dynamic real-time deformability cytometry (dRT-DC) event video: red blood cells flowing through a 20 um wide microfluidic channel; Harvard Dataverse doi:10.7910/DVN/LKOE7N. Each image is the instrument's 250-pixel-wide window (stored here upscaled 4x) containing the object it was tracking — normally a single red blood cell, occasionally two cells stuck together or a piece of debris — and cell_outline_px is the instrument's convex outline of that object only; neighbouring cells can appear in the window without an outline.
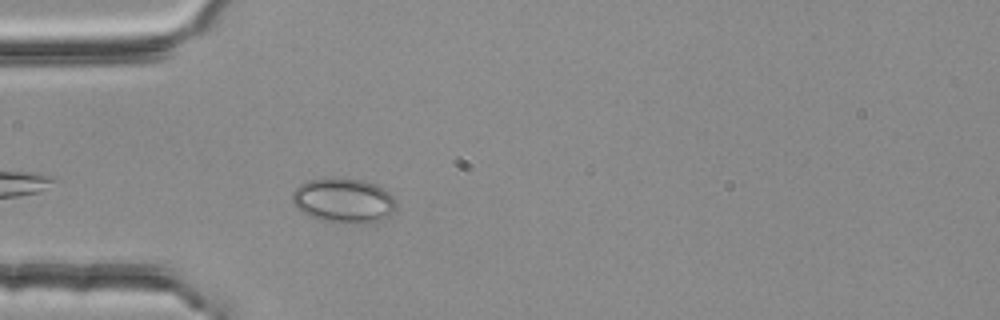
{"species": "common noctule bat (a hibernating species)", "species_latin": "Nyctalus noctula", "temperature_condition": "room temperature", "stored_images_in_passage": 2, "camera_frame_rate_fps": 3000, "um_per_image_px": 0.085, "animal": {"sex": "female", "body_mass_g": 25.1}, "frame": {"image": 1, "passage_image": 2, "time_ms": 0.333, "image_size_px": [1000, 320], "cell_outline_px": [[396, 212], [380, 220], [360, 224], [332, 224], [308, 216], [296, 208], [292, 204], [292, 192], [300, 184], [308, 180], [332, 176], [340, 176], [364, 180], [376, 184], [388, 192], [396, 200]], "centroid_in_image_um": [29.19, 17.04], "position_along_channel_um": 55.8, "area_um2": 28.15}}